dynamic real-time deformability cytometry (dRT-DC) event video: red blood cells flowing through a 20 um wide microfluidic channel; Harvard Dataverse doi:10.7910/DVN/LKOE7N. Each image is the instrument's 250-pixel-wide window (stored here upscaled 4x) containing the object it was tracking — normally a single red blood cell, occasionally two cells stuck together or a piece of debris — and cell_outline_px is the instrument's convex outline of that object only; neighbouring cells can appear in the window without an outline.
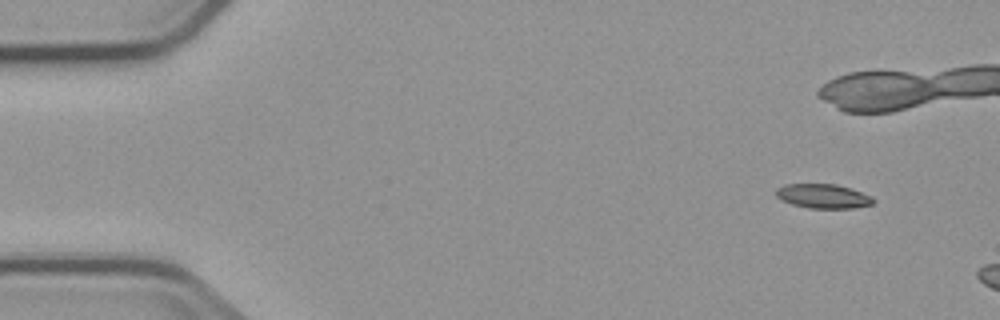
{"species": "common noctule bat (a hibernating species)", "species_latin": "Nyctalus noctula", "temperature_condition": "cold", "stored_images_in_passage": 4, "camera_frame_rate_fps": 3000, "um_per_image_px": 0.085, "animal": {"sex": "male", "body_mass_g": 23.1, "forearm_length_mm": 52.7}, "frame": {"image": 1, "passage_image": 1, "time_ms": 0.0, "image_size_px": [1000, 320], "cell_outline_px": [[876, 200], [872, 204], [852, 208], [808, 208], [792, 204], [780, 200], [776, 196], [776, 188], [784, 184], [836, 184], [872, 196]], "centroid_in_image_um": [69.93, 16.67], "position_along_channel_um": 15.1, "area_um2": 13.76}}